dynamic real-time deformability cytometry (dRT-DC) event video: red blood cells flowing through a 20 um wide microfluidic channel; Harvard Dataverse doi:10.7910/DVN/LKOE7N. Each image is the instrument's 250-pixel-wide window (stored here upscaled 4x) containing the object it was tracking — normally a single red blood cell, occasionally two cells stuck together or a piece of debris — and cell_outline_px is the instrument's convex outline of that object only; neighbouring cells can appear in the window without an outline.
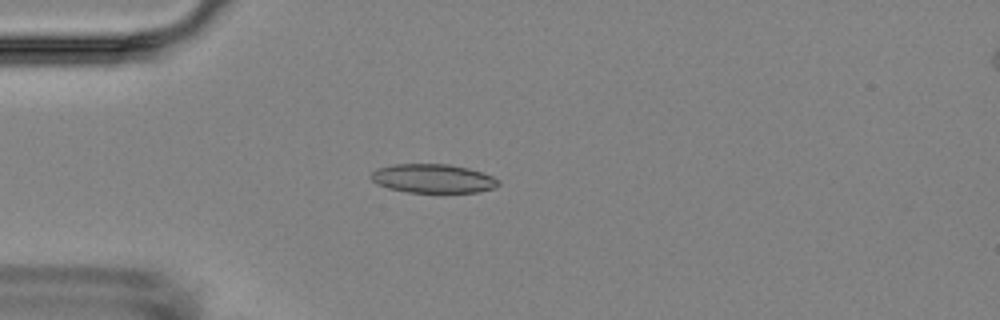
{"species": "Egyptian fruit bat (a non-hibernating species)", "species_latin": "Rousettus aegyptiacus", "temperature_condition": "room temperature", "stored_images_in_passage": 7, "camera_frame_rate_fps": 3000, "um_per_image_px": 0.085, "animal": {"sex": "female"}, "frame": {"image": 1, "passage_image": 4, "time_ms": 3.333, "image_size_px": [1000, 320], "cell_outline_px": [[500, 184], [496, 188], [476, 192], [408, 192], [388, 188], [376, 184], [368, 176], [376, 168], [392, 164], [448, 164], [468, 168], [492, 176], [500, 180]], "centroid_in_image_um": [36.78, 15.17], "position_along_channel_um": 48.2, "area_um2": 21.56}}
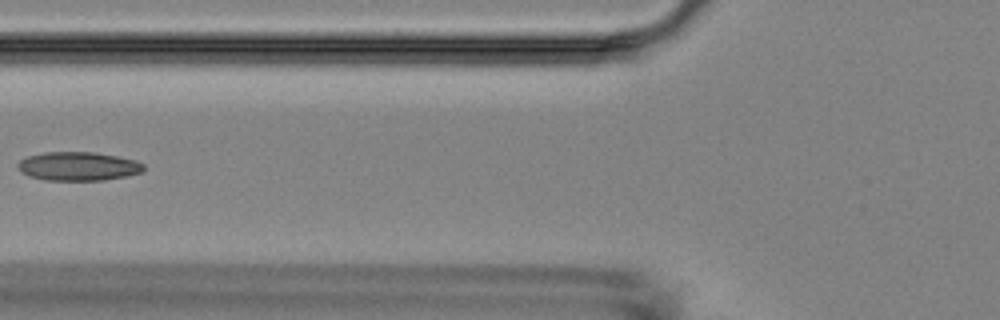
{"frame": {"image": 2, "passage_image": 6, "time_ms": 5.667, "image_size_px": [1000, 320], "cell_outline_px": [[144, 172], [128, 176], [104, 180], [44, 180], [28, 176], [20, 172], [16, 164], [20, 160], [28, 156], [44, 152], [96, 152], [136, 160], [144, 164]], "centroid_in_image_um": [6.65, 14.13], "position_along_channel_um": 119.1, "area_um2": 21.33}}